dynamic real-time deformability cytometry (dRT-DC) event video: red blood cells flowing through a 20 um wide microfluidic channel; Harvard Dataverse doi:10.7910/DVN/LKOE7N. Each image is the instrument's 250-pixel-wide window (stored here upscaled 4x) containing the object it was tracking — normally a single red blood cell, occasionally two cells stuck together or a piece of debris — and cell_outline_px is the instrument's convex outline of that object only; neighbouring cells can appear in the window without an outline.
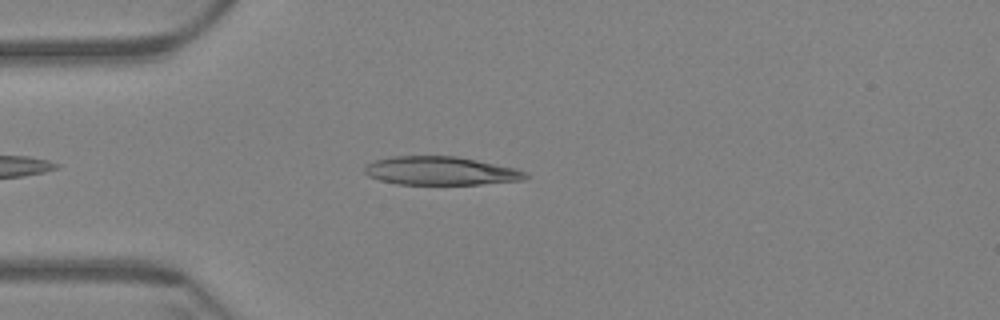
{"species": "Egyptian fruit bat (a non-hibernating species)", "species_latin": "Rousettus aegyptiacus", "temperature_condition": "warm", "stored_images_in_passage": 46, "camera_frame_rate_fps": 3000, "um_per_image_px": 0.085, "animal": {"sex": "female"}, "frame": {"image": 1, "passage_image": 6, "time_ms": 1.667, "image_size_px": [1000, 320], "cell_outline_px": [[528, 176], [524, 180], [480, 184], [396, 184], [380, 180], [368, 176], [364, 172], [364, 168], [368, 164], [376, 160], [392, 156], [456, 156], [516, 168], [528, 172]], "centroid_in_image_um": [37.47, 14.52], "position_along_channel_um": 47.5, "area_um2": 26.65}}
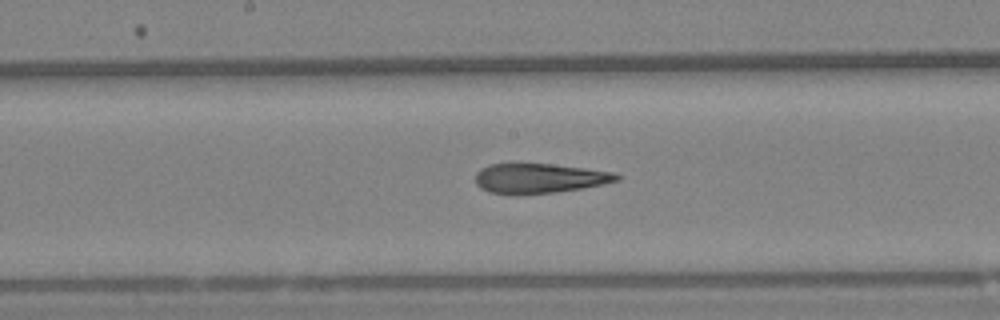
{"frame": {"image": 2, "passage_image": 21, "time_ms": 6.667, "image_size_px": [1000, 320], "cell_outline_px": [[620, 180], [604, 184], [556, 192], [520, 196], [516, 196], [488, 192], [480, 188], [476, 184], [476, 172], [480, 168], [488, 164], [552, 164], [616, 172], [620, 176]], "centroid_in_image_um": [45.81, 15.18], "position_along_channel_um": 202.4, "area_um2": 24.91}}
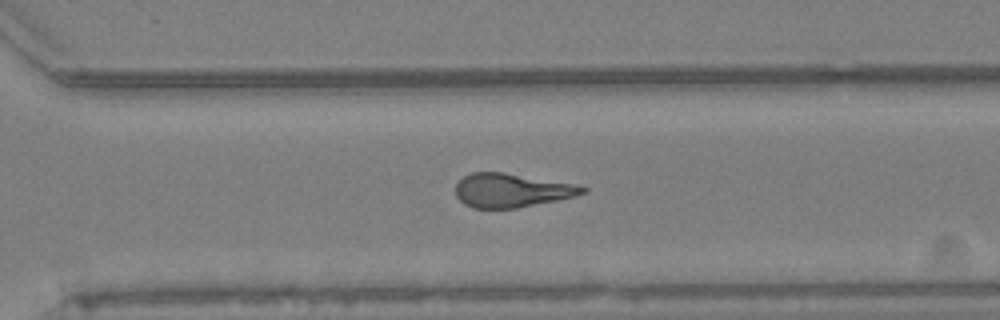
{"frame": {"image": 3, "passage_image": 32, "time_ms": 10.333, "image_size_px": [1000, 320], "cell_outline_px": [[588, 192], [576, 196], [516, 208], [472, 208], [464, 204], [456, 196], [456, 184], [464, 176], [472, 172], [504, 172], [572, 184], [588, 188]], "centroid_in_image_um": [43.46, 16.18], "position_along_channel_um": 327.1, "area_um2": 24.8}, "authors_computed_cell_mechanics": {"area_um2": 25.4898, "velocity_mm_per_s": 3.4089, "shape_relaxation_time_tau1_ms": null, "shape_relaxation_time_tau2_ms": 3.3484, "deformation_change_tau1": null, "deformation_change_tau2": 0.135}}